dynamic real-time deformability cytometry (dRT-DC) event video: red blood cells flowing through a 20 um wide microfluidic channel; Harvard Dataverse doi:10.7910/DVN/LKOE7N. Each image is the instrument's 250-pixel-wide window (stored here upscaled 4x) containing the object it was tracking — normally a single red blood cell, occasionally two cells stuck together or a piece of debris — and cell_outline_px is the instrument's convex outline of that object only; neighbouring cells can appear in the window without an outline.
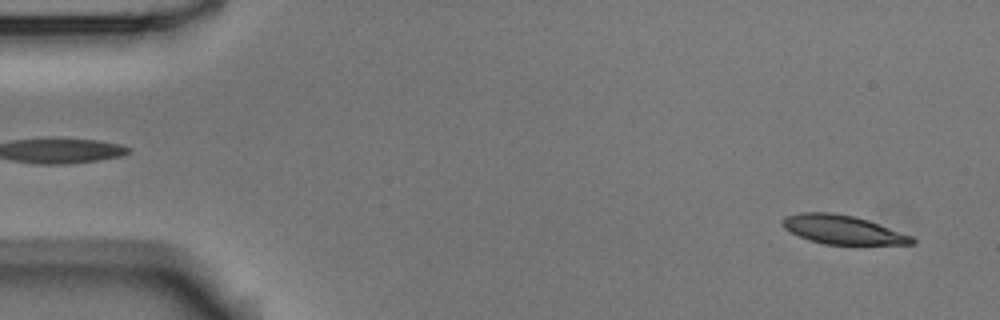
{"species": "Egyptian fruit bat (a non-hibernating species)", "species_latin": "Rousettus aegyptiacus", "temperature_condition": "room temperature", "stored_images_in_passage": 5, "segment_of_instrument_passage": [2, 2], "camera_frame_rate_fps": 3000, "um_per_image_px": 0.085, "animal": {"sex": "male"}, "frame": {"image": 1, "passage_image": 5, "time_ms": 1.333, "image_size_px": [1000, 320], "cell_outline_px": [[916, 244], [824, 244], [808, 240], [784, 228], [780, 224], [780, 220], [784, 216], [800, 212], [832, 212], [852, 216], [868, 220], [912, 236], [916, 240]], "centroid_in_image_um": [71.58, 19.51], "position_along_channel_um": 13.4, "area_um2": 21.73}}